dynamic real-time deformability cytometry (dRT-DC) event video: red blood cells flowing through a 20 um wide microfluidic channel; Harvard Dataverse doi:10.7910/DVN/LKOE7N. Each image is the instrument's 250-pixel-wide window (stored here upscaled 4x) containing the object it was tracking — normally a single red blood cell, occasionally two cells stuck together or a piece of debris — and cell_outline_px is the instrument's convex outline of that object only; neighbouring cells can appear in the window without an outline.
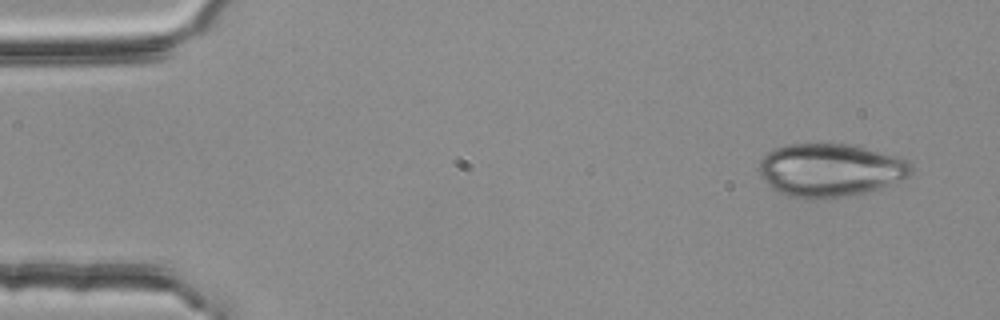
{"species": "common noctule bat (a hibernating species)", "species_latin": "Nyctalus noctula", "temperature_condition": "room temperature", "stored_images_in_passage": 3, "camera_frame_rate_fps": 3000, "um_per_image_px": 0.085, "animal": {"sex": "female", "body_mass_g": 25.1}, "frame": {"image": 1, "passage_image": 1, "time_ms": 0.0, "image_size_px": [1000, 320], "cell_outline_px": [[912, 172], [908, 176], [900, 180], [864, 192], [824, 200], [804, 200], [788, 196], [772, 188], [760, 176], [760, 160], [772, 148], [788, 144], [852, 144], [900, 156], [908, 160], [912, 164]], "centroid_in_image_um": [70.56, 14.46], "position_along_channel_um": 14.4, "area_um2": 47.45}}